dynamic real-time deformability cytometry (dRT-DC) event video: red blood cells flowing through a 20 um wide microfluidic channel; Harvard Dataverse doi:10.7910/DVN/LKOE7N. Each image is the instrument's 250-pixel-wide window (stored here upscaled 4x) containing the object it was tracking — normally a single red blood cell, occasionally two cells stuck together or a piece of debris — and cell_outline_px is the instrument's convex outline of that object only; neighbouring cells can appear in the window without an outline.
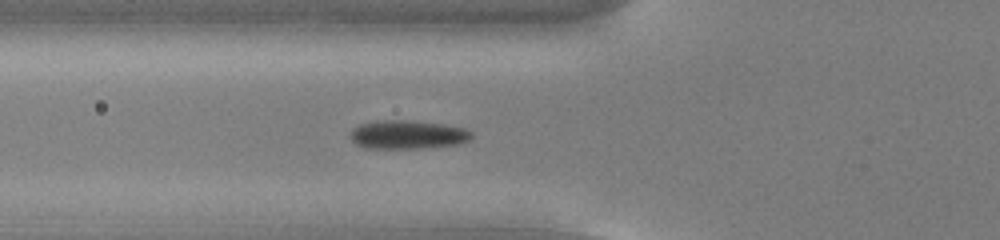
{"species": "common noctule bat (a hibernating species)", "species_latin": "Nyctalus noctula", "temperature_condition": "cold", "stored_images_in_passage": 36, "camera_frame_rate_fps": 3000, "um_per_image_px": 0.085, "animal": {"sex": "male", "body_mass_g": 13.0, "forearm_length_mm": 53.1}, "frame": {"image": 1, "passage_image": 2, "time_ms": 0.333, "image_size_px": [1000, 240], "cell_outline_px": [[472, 136], [468, 140], [456, 144], [420, 148], [364, 148], [356, 144], [348, 136], [348, 132], [352, 128], [360, 124], [376, 120], [408, 120], [444, 124], [464, 128], [472, 132]], "centroid_in_image_um": [34.57, 11.43], "position_along_channel_um": 91.2, "area_um2": 20.35}}
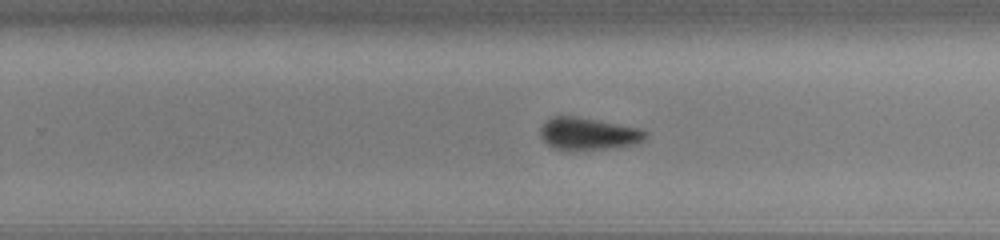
{"frame": {"image": 2, "passage_image": 17, "time_ms": 5.333, "image_size_px": [1000, 240], "cell_outline_px": [[648, 136], [644, 140], [636, 144], [616, 148], [576, 152], [568, 152], [556, 148], [548, 144], [540, 136], [540, 128], [552, 116], [572, 116], [644, 128], [648, 132]], "centroid_in_image_um": [50.06, 11.41], "position_along_channel_um": 279.7, "area_um2": 20.4}}
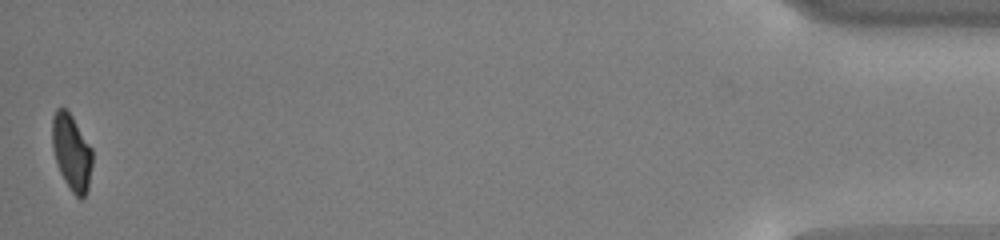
{"frame": {"image": 3, "passage_image": 36, "time_ms": 11.667, "image_size_px": [1000, 240], "cell_outline_px": [[92, 164], [88, 188], [84, 196], [80, 200], [72, 192], [64, 180], [56, 164], [52, 148], [52, 116], [56, 108], [64, 108], [72, 116], [92, 148]], "centroid_in_image_um": [6.07, 12.94], "position_along_channel_um": 429.1, "area_um2": 17.86}}